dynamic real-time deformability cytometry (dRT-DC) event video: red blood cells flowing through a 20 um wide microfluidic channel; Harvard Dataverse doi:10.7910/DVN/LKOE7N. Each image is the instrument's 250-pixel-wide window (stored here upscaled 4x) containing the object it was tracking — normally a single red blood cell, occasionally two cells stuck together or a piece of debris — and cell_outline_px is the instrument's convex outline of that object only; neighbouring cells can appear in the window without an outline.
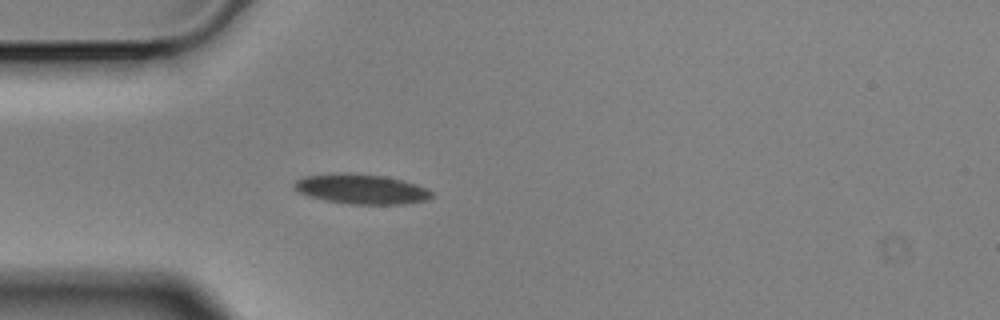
{"species": "Egyptian fruit bat (a non-hibernating species)", "species_latin": "Rousettus aegyptiacus", "temperature_condition": "cold", "stored_images_in_passage": 5, "camera_frame_rate_fps": 3000, "um_per_image_px": 0.085, "animal": {"sex": "male"}, "frame": {"image": 1, "passage_image": 5, "time_ms": 1.333, "image_size_px": [1000, 320], "cell_outline_px": [[432, 196], [428, 200], [404, 204], [352, 204], [324, 200], [308, 196], [300, 192], [292, 184], [296, 180], [304, 176], [344, 172], [348, 172], [384, 176], [416, 184], [428, 188], [432, 192]], "centroid_in_image_um": [30.72, 16.07], "position_along_channel_um": 54.3, "area_um2": 23.93}}